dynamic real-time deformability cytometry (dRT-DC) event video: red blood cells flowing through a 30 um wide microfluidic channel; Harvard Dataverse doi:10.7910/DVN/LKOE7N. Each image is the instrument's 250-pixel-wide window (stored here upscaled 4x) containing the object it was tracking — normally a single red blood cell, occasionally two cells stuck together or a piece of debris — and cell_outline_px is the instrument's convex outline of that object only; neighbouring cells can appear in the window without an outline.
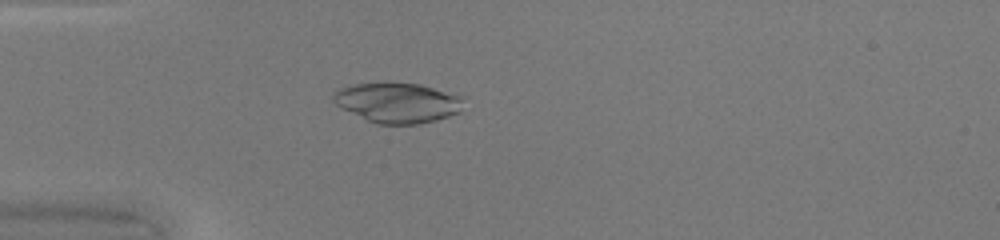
{"species": "common noctule bat (a hibernating species)", "species_latin": "Nyctalus noctula", "temperature_condition": "warm", "stored_images_in_passage": 49, "camera_frame_rate_fps": 3000, "um_per_image_px": 0.085, "animal": {"sex": "female", "body_mass_g": 20.0, "forearm_length_mm": 54.0}, "frame": {"image": 1, "passage_image": 15, "time_ms": 4.667, "image_size_px": [1000, 240], "cell_outline_px": [[460, 112], [436, 120], [420, 124], [376, 124], [336, 104], [332, 100], [332, 92], [340, 88], [356, 84], [388, 80], [420, 84], [460, 96]], "centroid_in_image_um": [33.74, 8.69], "position_along_channel_um": 51.3, "area_um2": 30.46}}
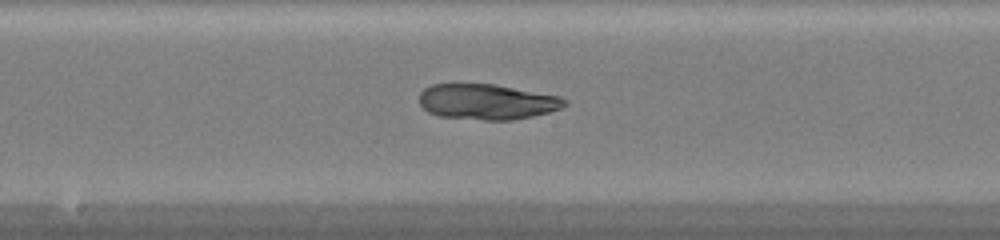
{"frame": {"image": 2, "passage_image": 27, "time_ms": 8.667, "image_size_px": [1000, 240], "cell_outline_px": [[568, 104], [560, 108], [548, 112], [532, 116], [512, 120], [484, 120], [436, 116], [428, 112], [420, 104], [420, 92], [424, 88], [432, 84], [492, 84], [560, 96], [568, 100]], "centroid_in_image_um": [41.38, 8.65], "position_along_channel_um": 206.8, "area_um2": 30.06}}
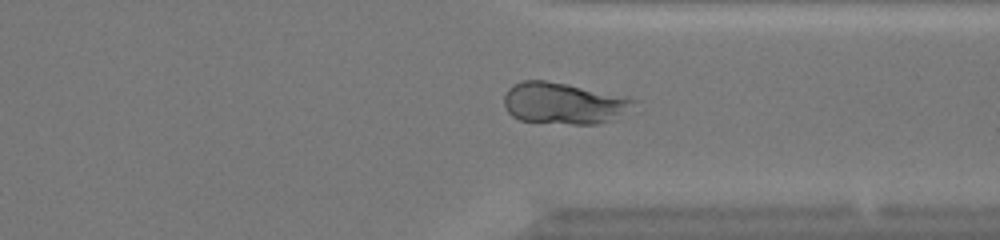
{"frame": {"image": 3, "passage_image": 38, "time_ms": 12.333, "image_size_px": [1000, 240], "cell_outline_px": [[636, 100], [608, 120], [600, 124], [572, 124], [520, 120], [512, 116], [508, 112], [504, 104], [504, 96], [508, 88], [512, 84], [520, 80], [544, 80], [568, 84]], "centroid_in_image_um": [47.72, 8.76], "position_along_channel_um": 363.7, "area_um2": 30.29}}